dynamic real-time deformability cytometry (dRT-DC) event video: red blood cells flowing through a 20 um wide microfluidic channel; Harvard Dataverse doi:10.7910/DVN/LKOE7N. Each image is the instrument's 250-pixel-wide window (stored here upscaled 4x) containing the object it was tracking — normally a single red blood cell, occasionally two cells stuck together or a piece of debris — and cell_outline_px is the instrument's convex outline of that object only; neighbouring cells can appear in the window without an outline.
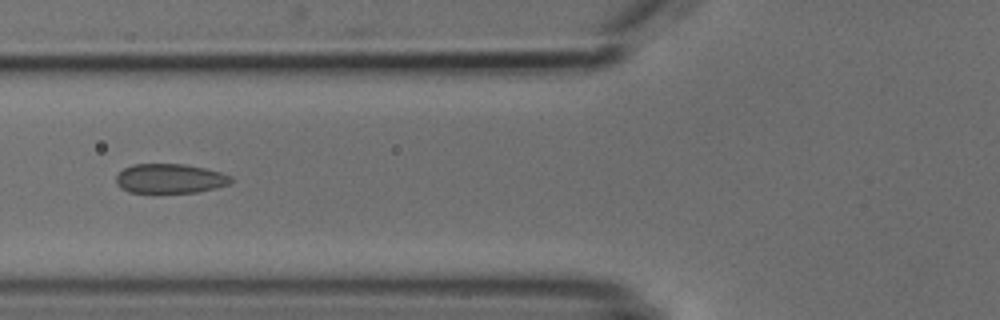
{"species": "common noctule bat (a hibernating species)", "species_latin": "Nyctalus noctula", "temperature_condition": "cold", "stored_images_in_passage": 6, "camera_frame_rate_fps": 3000, "um_per_image_px": 0.085, "animal": {"sex": "male", "body_mass_g": 18.8}, "frame": {"image": 1, "passage_image": 6, "time_ms": 6.333, "image_size_px": [1000, 320], "cell_outline_px": [[232, 184], [196, 192], [152, 196], [128, 192], [120, 188], [116, 184], [116, 176], [124, 168], [132, 164], [184, 164], [204, 168], [220, 172], [232, 176]], "centroid_in_image_um": [14.4, 15.23], "position_along_channel_um": 111.4, "area_um2": 20.69}}